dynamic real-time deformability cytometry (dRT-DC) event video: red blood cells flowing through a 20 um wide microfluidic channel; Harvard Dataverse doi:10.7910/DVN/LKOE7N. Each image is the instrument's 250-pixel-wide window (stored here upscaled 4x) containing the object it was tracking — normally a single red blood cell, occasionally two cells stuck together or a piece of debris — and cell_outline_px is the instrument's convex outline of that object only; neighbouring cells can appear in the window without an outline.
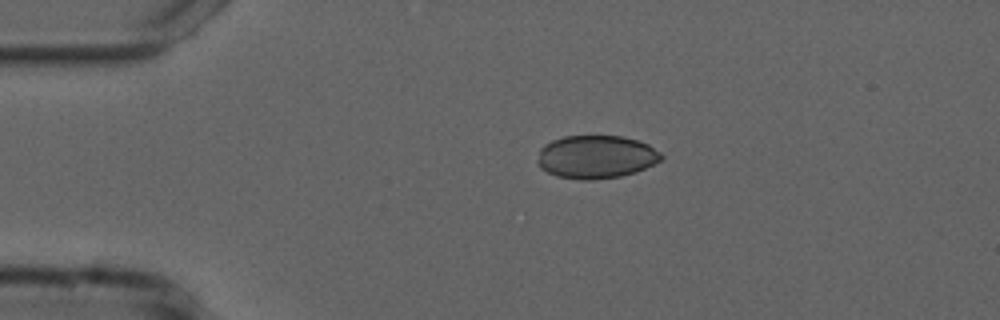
{"species": "common noctule bat (a hibernating species)", "species_latin": "Nyctalus noctula", "temperature_condition": "cold", "stored_images_in_passage": 19, "camera_frame_rate_fps": 3000, "um_per_image_px": 0.085, "animal": {"sex": "male", "forearm_length_mm": 52.5}, "frame": {"image": 1, "passage_image": 1, "time_ms": 0.0, "image_size_px": [1000, 320], "cell_outline_px": [[664, 156], [660, 160], [636, 172], [620, 176], [592, 180], [580, 180], [556, 176], [540, 168], [536, 160], [540, 148], [544, 144], [552, 140], [564, 136], [624, 136], [648, 144], [660, 152]], "centroid_in_image_um": [50.63, 13.33], "position_along_channel_um": 34.4, "area_um2": 31.21}}
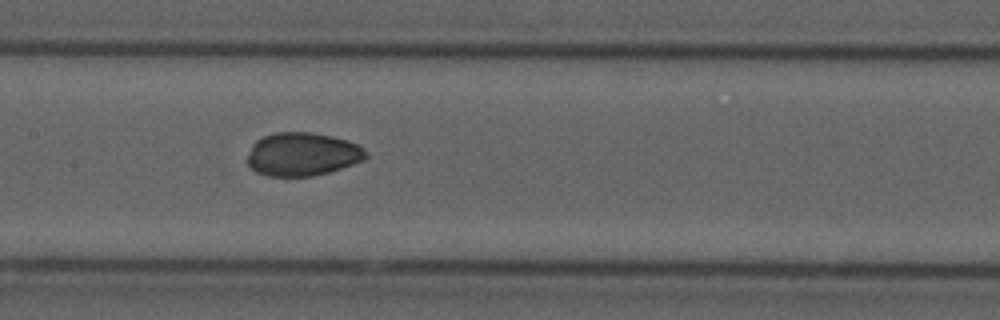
{"frame": {"image": 2, "passage_image": 16, "time_ms": 5.0, "image_size_px": [1000, 320], "cell_outline_px": [[368, 156], [364, 160], [328, 172], [312, 176], [268, 176], [256, 172], [248, 164], [248, 156], [252, 144], [256, 140], [264, 136], [276, 132], [312, 132], [332, 136], [348, 140], [364, 148]], "centroid_in_image_um": [25.71, 13.1], "position_along_channel_um": 181.7, "area_um2": 29.88}}
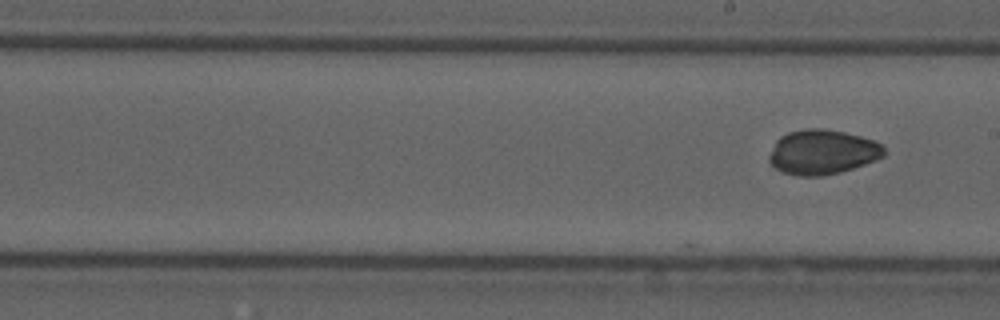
{"frame": {"image": 3, "passage_image": 19, "time_ms": 6.0, "image_size_px": [1000, 320], "cell_outline_px": [[884, 156], [876, 160], [840, 172], [824, 176], [800, 176], [780, 172], [768, 160], [768, 156], [776, 140], [780, 136], [788, 132], [804, 128], [820, 128], [844, 132], [860, 136], [872, 140], [880, 144], [884, 148]], "centroid_in_image_um": [69.87, 12.93], "position_along_channel_um": 219.1, "area_um2": 29.94}}